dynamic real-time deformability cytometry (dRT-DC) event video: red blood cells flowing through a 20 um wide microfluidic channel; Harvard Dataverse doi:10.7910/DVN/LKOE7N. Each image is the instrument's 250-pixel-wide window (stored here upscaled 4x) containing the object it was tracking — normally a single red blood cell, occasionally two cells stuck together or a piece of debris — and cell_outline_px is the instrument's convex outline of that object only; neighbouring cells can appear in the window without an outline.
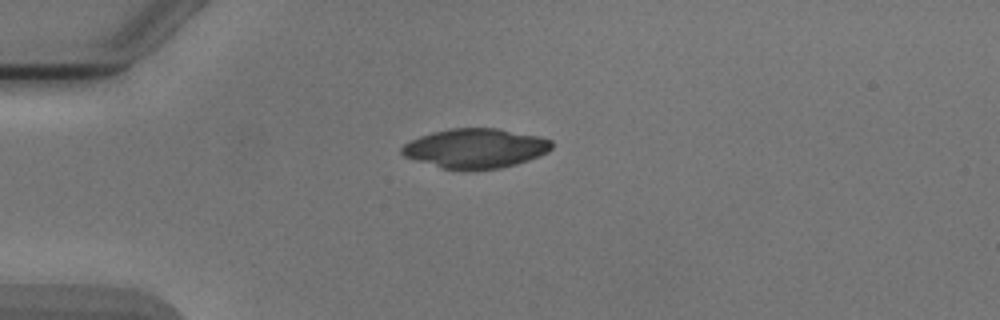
{"species": "Egyptian fruit bat (a non-hibernating species)", "species_latin": "Rousettus aegyptiacus", "temperature_condition": "cold", "stored_images_in_passage": 3, "camera_frame_rate_fps": 3000, "um_per_image_px": 0.085, "animal": {"sex": "male"}, "frame": {"image": 1, "passage_image": 1, "time_ms": 0.0, "image_size_px": [1000, 320], "cell_outline_px": [[552, 148], [548, 152], [528, 160], [516, 164], [500, 168], [468, 172], [464, 172], [440, 168], [404, 156], [400, 152], [400, 148], [404, 144], [420, 136], [432, 132], [452, 128], [496, 128], [540, 136], [552, 140]], "centroid_in_image_um": [40.41, 12.63], "position_along_channel_um": 44.6, "area_um2": 35.03}}